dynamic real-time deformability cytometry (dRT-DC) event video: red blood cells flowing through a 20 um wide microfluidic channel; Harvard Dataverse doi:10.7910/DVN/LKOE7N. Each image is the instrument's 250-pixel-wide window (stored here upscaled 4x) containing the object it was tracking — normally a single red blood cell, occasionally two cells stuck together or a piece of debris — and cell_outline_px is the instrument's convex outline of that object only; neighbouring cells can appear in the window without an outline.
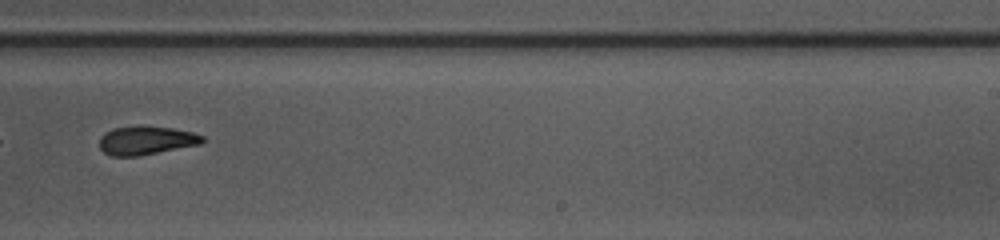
{"species": "common noctule bat (a hibernating species)", "species_latin": "Nyctalus noctula", "temperature_condition": "warm", "stored_images_in_passage": 49, "segment_of_instrument_passage": [2, 2], "camera_frame_rate_fps": 3000, "um_per_image_px": 0.085, "animal": {"sex": "female", "body_mass_g": 10.0, "forearm_length_mm": 53.1}, "frame": {"image": 1, "passage_image": 32, "time_ms": 10.333, "image_size_px": [1000, 240], "cell_outline_px": [[204, 140], [200, 144], [136, 156], [112, 156], [104, 152], [100, 148], [100, 136], [104, 132], [112, 128], [172, 128], [192, 132], [204, 136]], "centroid_in_image_um": [12.4, 11.96], "position_along_channel_um": 276.6, "area_um2": 16.47}}
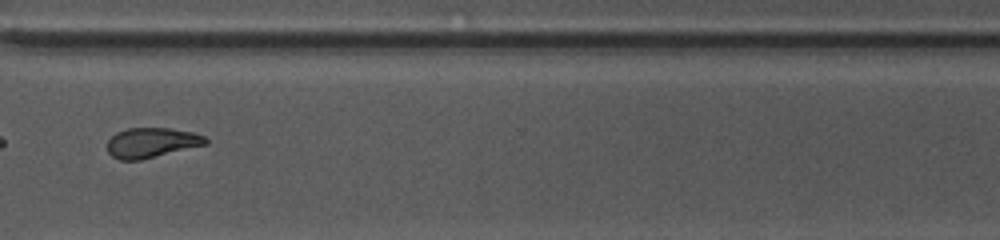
{"frame": {"image": 2, "passage_image": 38, "time_ms": 12.333, "image_size_px": [1000, 240], "cell_outline_px": [[208, 144], [140, 160], [120, 160], [112, 156], [108, 152], [108, 140], [116, 132], [128, 128], [168, 128], [192, 132], [204, 136], [208, 140]], "centroid_in_image_um": [12.88, 12.13], "position_along_channel_um": 357.7, "area_um2": 17.11}}